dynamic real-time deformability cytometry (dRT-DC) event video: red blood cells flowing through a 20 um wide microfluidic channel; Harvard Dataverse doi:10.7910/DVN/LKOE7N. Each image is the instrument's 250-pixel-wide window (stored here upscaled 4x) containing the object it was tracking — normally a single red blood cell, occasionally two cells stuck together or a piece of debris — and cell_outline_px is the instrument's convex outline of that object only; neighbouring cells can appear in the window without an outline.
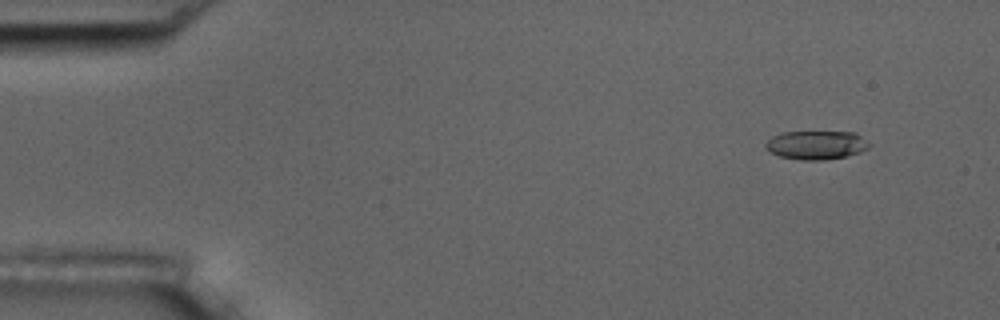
{"species": "common noctule bat (a hibernating species)", "species_latin": "Nyctalus noctula", "temperature_condition": "room temperature", "stored_images_in_passage": 5, "camera_frame_rate_fps": 3000, "um_per_image_px": 0.085, "animal": {"sex": "male", "body_mass_g": 17.5, "forearm_length_mm": 52.3}, "frame": {"image": 1, "passage_image": 2, "time_ms": 1.333, "image_size_px": [1000, 320], "cell_outline_px": [[872, 144], [868, 148], [860, 152], [844, 156], [824, 160], [800, 160], [780, 156], [764, 148], [764, 144], [772, 136], [780, 132], [856, 132]], "centroid_in_image_um": [69.38, 12.32], "position_along_channel_um": 15.6, "area_um2": 17.4}}
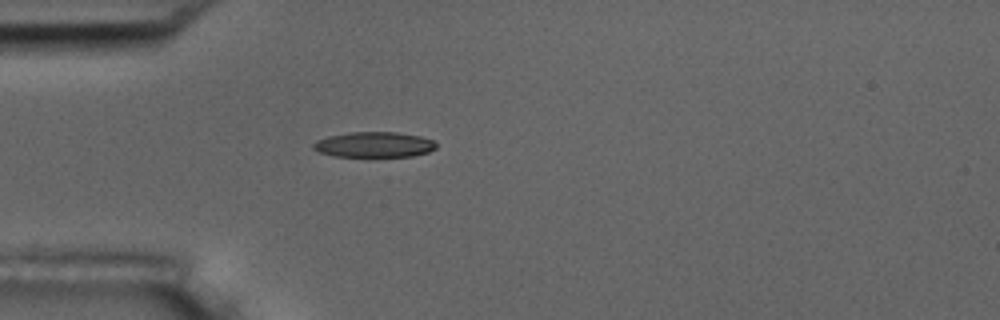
{"frame": {"image": 2, "passage_image": 5, "time_ms": 5.0, "image_size_px": [1000, 320], "cell_outline_px": [[436, 148], [428, 152], [412, 156], [372, 160], [332, 156], [320, 152], [312, 148], [312, 144], [316, 140], [328, 136], [352, 132], [396, 132], [420, 136], [432, 140], [436, 144]], "centroid_in_image_um": [31.77, 12.35], "position_along_channel_um": 53.2, "area_um2": 19.25}}